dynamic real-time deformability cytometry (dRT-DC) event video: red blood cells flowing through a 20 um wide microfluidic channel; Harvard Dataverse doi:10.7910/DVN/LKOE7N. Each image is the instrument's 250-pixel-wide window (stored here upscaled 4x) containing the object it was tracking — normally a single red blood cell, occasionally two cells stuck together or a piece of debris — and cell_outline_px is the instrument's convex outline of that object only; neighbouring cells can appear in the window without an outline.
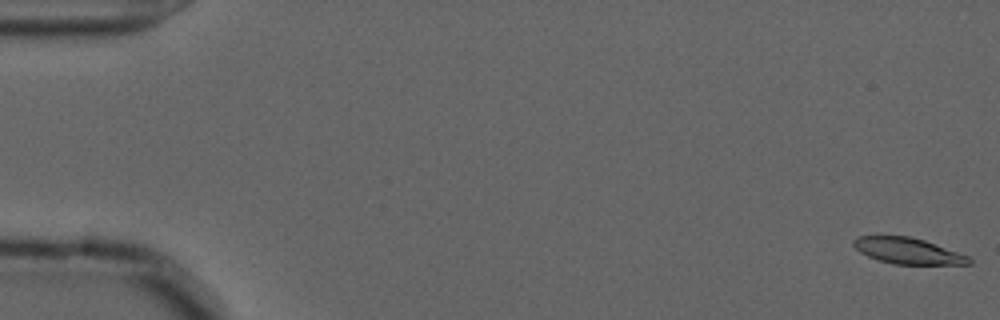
{"species": "common noctule bat (a hibernating species)", "species_latin": "Nyctalus noctula", "temperature_condition": "cold", "stored_images_in_passage": 9, "camera_frame_rate_fps": 3000, "um_per_image_px": 0.085, "animal": {"sex": "male", "forearm_length_mm": 52.5}, "frame": {"image": 1, "passage_image": 1, "time_ms": 0.0, "image_size_px": [1000, 320], "cell_outline_px": [[972, 264], [892, 264], [868, 256], [860, 252], [852, 244], [852, 240], [856, 236], [908, 236], [924, 240], [968, 256], [972, 260]], "centroid_in_image_um": [77.14, 21.32], "position_along_channel_um": 7.9, "area_um2": 17.34}}